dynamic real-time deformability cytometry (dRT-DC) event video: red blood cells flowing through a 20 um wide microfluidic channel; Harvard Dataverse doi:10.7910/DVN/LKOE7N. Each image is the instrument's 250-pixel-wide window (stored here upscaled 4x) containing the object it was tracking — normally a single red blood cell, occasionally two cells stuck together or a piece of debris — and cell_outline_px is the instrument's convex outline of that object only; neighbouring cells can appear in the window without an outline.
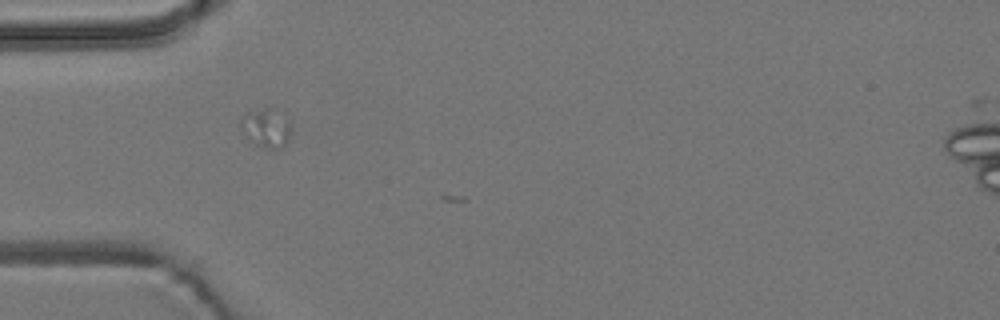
{"species": "common noctule bat (a hibernating species)", "species_latin": "Nyctalus noctula", "temperature_condition": "room temperature", "stored_images_in_passage": 3, "camera_frame_rate_fps": 3000, "um_per_image_px": 0.085, "animal": {"sex": "male", "body_mass_g": 19.2, "forearm_length_mm": 51.8}, "frame": {"image": 1, "passage_image": 2, "time_ms": 0.333, "image_size_px": [1000, 320], "cell_outline_px": [[292, 132], [288, 140], [280, 148], [264, 148], [256, 144], [248, 136], [240, 124], [240, 116], [244, 112], [264, 108], [284, 108], [288, 116], [292, 128]], "centroid_in_image_um": [22.71, 10.78], "position_along_channel_um": 62.3, "area_um2": 11.85}}